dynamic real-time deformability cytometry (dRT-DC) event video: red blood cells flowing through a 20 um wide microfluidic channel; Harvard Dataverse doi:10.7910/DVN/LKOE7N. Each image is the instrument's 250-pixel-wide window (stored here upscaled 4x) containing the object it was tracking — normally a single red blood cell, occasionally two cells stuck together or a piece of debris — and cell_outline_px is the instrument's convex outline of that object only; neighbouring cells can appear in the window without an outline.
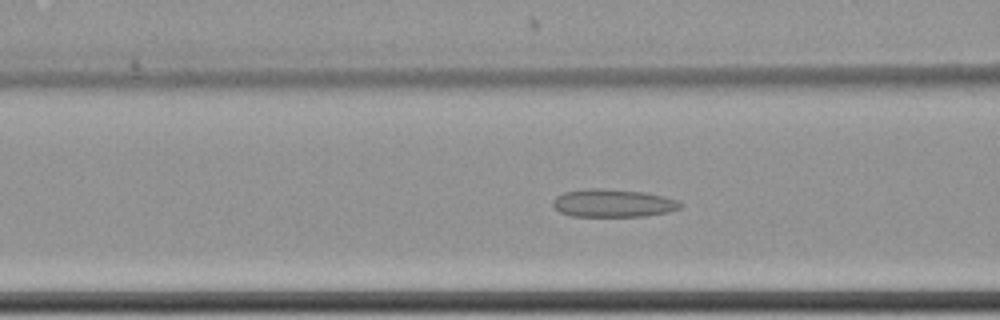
{"species": "common noctule bat (a hibernating species)", "species_latin": "Nyctalus noctula", "temperature_condition": "cold", "stored_images_in_passage": 62, "camera_frame_rate_fps": 3000, "um_per_image_px": 0.085, "animal": {"sex": "female", "body_mass_g": 22.7, "forearm_length_mm": 54.2}, "frame": {"image": 1, "passage_image": 27, "time_ms": 8.667, "image_size_px": [1000, 320], "cell_outline_px": [[684, 204], [680, 208], [668, 212], [644, 216], [572, 216], [560, 212], [552, 204], [552, 200], [556, 196], [564, 192], [588, 188], [592, 188], [644, 192], [664, 196], [676, 200]], "centroid_in_image_um": [52.1, 17.27], "position_along_channel_um": 114.5, "area_um2": 20.63}}
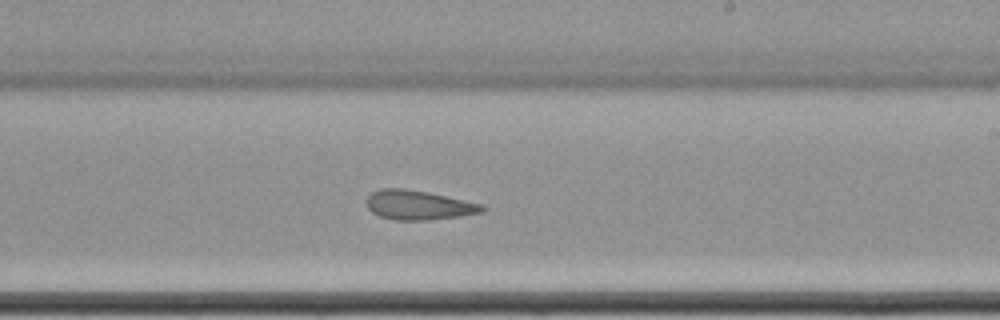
{"frame": {"image": 2, "passage_image": 39, "time_ms": 12.667, "image_size_px": [1000, 320], "cell_outline_px": [[488, 208], [484, 212], [460, 216], [428, 220], [396, 220], [380, 216], [372, 212], [368, 208], [368, 196], [372, 192], [380, 188], [404, 188], [428, 192], [484, 204]], "centroid_in_image_um": [35.63, 17.43], "position_along_channel_um": 253.4, "area_um2": 19.88}}
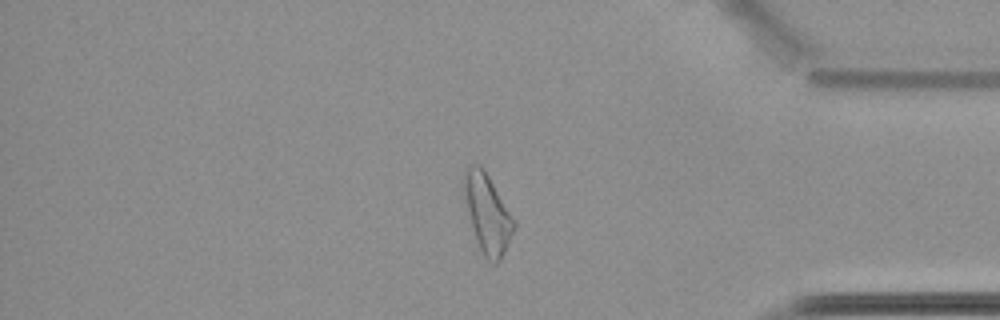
{"frame": {"image": 3, "passage_image": 53, "time_ms": 17.333, "image_size_px": [1000, 320], "cell_outline_px": [[516, 228], [500, 260], [496, 264], [492, 264], [484, 256], [480, 248], [472, 228], [460, 184], [464, 172], [472, 164], [480, 164], [484, 168], [516, 220]], "centroid_in_image_um": [41.42, 18.11], "position_along_channel_um": 393.8, "area_um2": 23.35}, "authors_computed_cell_mechanics": {"area_um2": 22.9466, "velocity_mm_per_s": 3.4763, "shape_relaxation_time_tau1_ms": null, "shape_relaxation_time_tau2_ms": 4.4279, "deformation_change_tau1": null, "deformation_change_tau2": 0.1417}}